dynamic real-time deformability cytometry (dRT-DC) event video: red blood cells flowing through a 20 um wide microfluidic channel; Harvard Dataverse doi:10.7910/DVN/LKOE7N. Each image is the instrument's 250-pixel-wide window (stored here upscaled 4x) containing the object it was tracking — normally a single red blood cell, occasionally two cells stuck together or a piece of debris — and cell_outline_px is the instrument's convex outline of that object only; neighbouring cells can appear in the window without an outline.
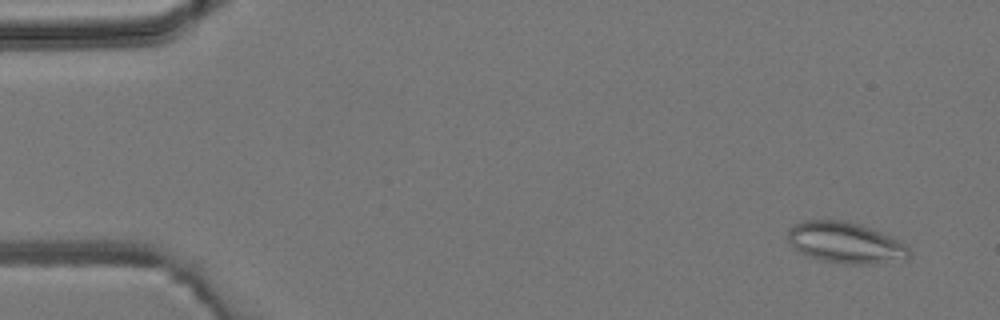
{"species": "common noctule bat (a hibernating species)", "species_latin": "Nyctalus noctula", "temperature_condition": "room temperature", "stored_images_in_passage": 4, "camera_frame_rate_fps": 3000, "um_per_image_px": 0.085, "animal": {"sex": "male", "body_mass_g": 19.2, "forearm_length_mm": 51.8}, "frame": {"image": 1, "passage_image": 1, "time_ms": 0.0, "image_size_px": [1000, 320], "cell_outline_px": [[908, 256], [876, 264], [844, 264], [824, 260], [808, 256], [792, 248], [788, 240], [788, 228], [792, 224], [804, 220], [848, 220], [872, 228], [904, 244], [908, 248]], "centroid_in_image_um": [71.76, 20.6], "position_along_channel_um": 13.2, "area_um2": 28.78}}